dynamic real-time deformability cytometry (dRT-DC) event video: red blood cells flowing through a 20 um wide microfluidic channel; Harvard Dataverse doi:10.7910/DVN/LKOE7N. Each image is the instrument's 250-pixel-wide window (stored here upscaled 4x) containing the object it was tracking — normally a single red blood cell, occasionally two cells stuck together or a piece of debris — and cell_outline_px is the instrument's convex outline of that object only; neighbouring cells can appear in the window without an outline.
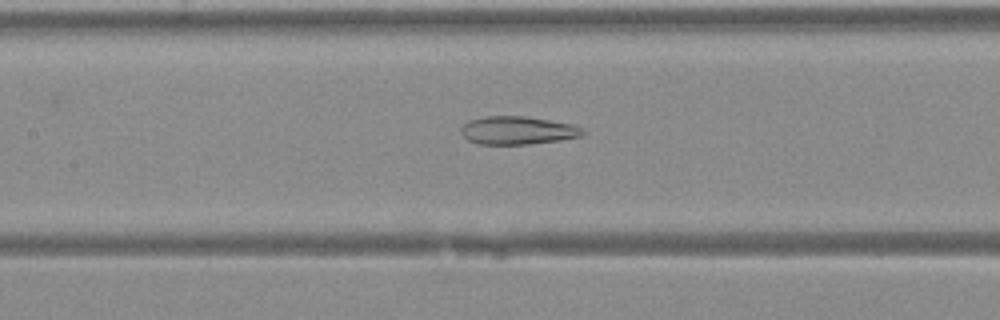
{"species": "Egyptian fruit bat (a non-hibernating species)", "species_latin": "Rousettus aegyptiacus", "temperature_condition": "warm", "stored_images_in_passage": 27, "camera_frame_rate_fps": 3000, "um_per_image_px": 0.085, "animal": {"sex": "female"}, "frame": {"image": 1, "passage_image": 13, "time_ms": 4.0, "image_size_px": [1000, 320], "cell_outline_px": [[588, 132], [580, 136], [560, 140], [528, 144], [480, 144], [468, 140], [460, 132], [460, 128], [468, 120], [484, 116], [524, 116], [572, 124], [584, 128]], "centroid_in_image_um": [44.0, 11.08], "position_along_channel_um": 163.4, "area_um2": 20.0}}
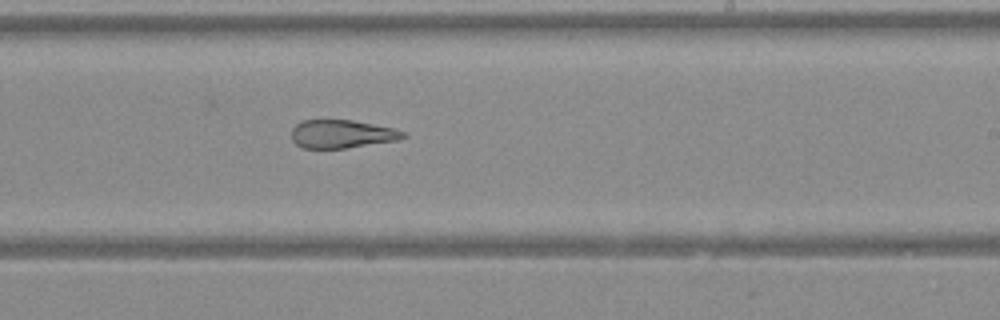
{"frame": {"image": 2, "passage_image": 19, "time_ms": 6.0, "image_size_px": [1000, 320], "cell_outline_px": [[408, 136], [396, 140], [344, 148], [304, 148], [296, 144], [292, 140], [292, 128], [300, 120], [352, 120], [392, 128], [404, 132]], "centroid_in_image_um": [29.01, 11.38], "position_along_channel_um": 260.0, "area_um2": 18.15}}
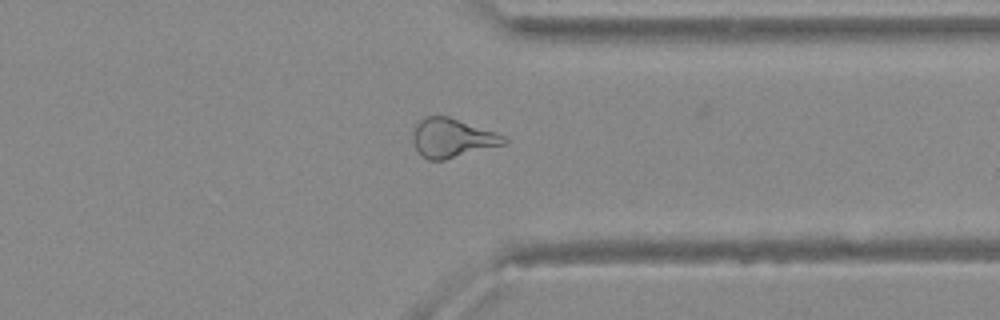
{"frame": {"image": 3, "passage_image": 26, "time_ms": 8.333, "image_size_px": [1000, 320], "cell_outline_px": [[508, 140], [504, 144], [444, 160], [428, 160], [420, 156], [412, 140], [412, 132], [416, 124], [424, 116], [448, 116], [496, 132], [504, 136]], "centroid_in_image_um": [38.39, 11.73], "position_along_channel_um": 373.0, "area_um2": 20.69}}